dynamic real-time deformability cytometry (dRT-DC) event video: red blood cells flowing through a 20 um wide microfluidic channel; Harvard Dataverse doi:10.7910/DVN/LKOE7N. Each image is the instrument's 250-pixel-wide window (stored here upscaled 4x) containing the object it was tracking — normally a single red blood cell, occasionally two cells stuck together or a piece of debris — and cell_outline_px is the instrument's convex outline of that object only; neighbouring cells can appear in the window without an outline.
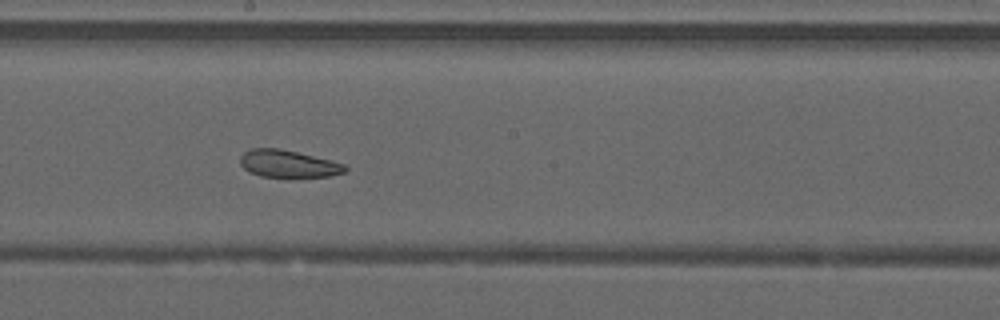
{"species": "common noctule bat (a hibernating species)", "species_latin": "Nyctalus noctula", "temperature_condition": "warm", "stored_images_in_passage": 31, "camera_frame_rate_fps": 3000, "um_per_image_px": 0.085, "animal": {"sex": "male", "forearm_length_mm": 52.5}, "frame": {"image": 1, "passage_image": 14, "time_ms": 4.333, "image_size_px": [1000, 320], "cell_outline_px": [[348, 168], [344, 172], [332, 176], [260, 176], [248, 172], [240, 164], [240, 156], [244, 152], [252, 148], [280, 148], [332, 160], [344, 164]], "centroid_in_image_um": [24.48, 13.9], "position_along_channel_um": 223.7, "area_um2": 16.59}}
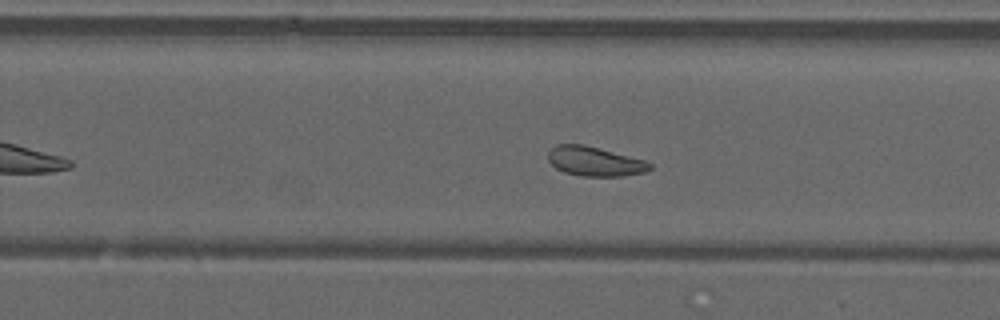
{"frame": {"image": 2, "passage_image": 18, "time_ms": 5.667, "image_size_px": [1000, 320], "cell_outline_px": [[652, 168], [644, 172], [620, 176], [580, 176], [564, 172], [556, 168], [548, 160], [548, 152], [556, 144], [584, 144], [644, 160], [652, 164]], "centroid_in_image_um": [50.53, 13.71], "position_along_channel_um": 279.3, "area_um2": 17.34}, "authors_computed_cell_mechanics": {"area_um2": 18.6116, "velocity_mm_per_s": 4.1878, "shape_relaxation_time_tau1_ms": null, "shape_relaxation_time_tau2_ms": 3.6832, "deformation_change_tau1": null, "deformation_change_tau2": 0.1095}}